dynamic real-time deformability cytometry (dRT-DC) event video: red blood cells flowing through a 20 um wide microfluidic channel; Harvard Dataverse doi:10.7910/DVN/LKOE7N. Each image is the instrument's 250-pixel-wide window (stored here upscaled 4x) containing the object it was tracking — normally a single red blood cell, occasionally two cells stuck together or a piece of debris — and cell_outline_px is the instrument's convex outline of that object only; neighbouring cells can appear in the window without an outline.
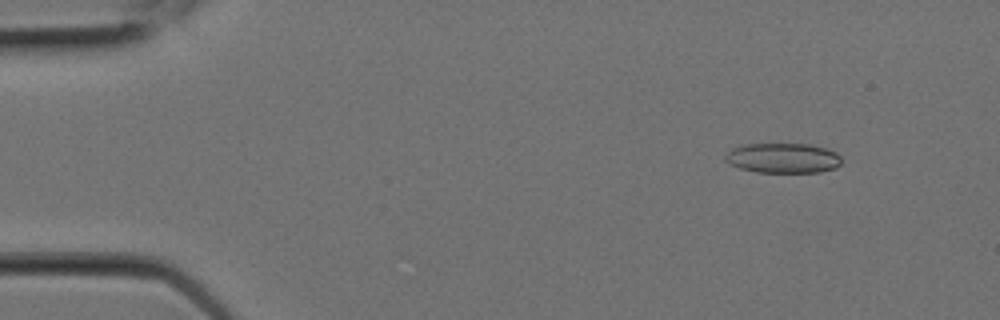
{"species": "Egyptian fruit bat (a non-hibernating species)", "species_latin": "Rousettus aegyptiacus", "temperature_condition": "room temperature", "stored_images_in_passage": 7, "camera_frame_rate_fps": 3000, "um_per_image_px": 0.085, "animal": {"sex": "female"}, "frame": {"image": 1, "passage_image": 1, "time_ms": 0.0, "image_size_px": [1000, 320], "cell_outline_px": [[840, 164], [836, 168], [820, 172], [756, 172], [740, 168], [728, 164], [724, 160], [724, 156], [732, 148], [744, 144], [808, 144], [824, 148], [836, 152], [840, 156]], "centroid_in_image_um": [66.52, 13.44], "position_along_channel_um": 18.5, "area_um2": 20.35}}